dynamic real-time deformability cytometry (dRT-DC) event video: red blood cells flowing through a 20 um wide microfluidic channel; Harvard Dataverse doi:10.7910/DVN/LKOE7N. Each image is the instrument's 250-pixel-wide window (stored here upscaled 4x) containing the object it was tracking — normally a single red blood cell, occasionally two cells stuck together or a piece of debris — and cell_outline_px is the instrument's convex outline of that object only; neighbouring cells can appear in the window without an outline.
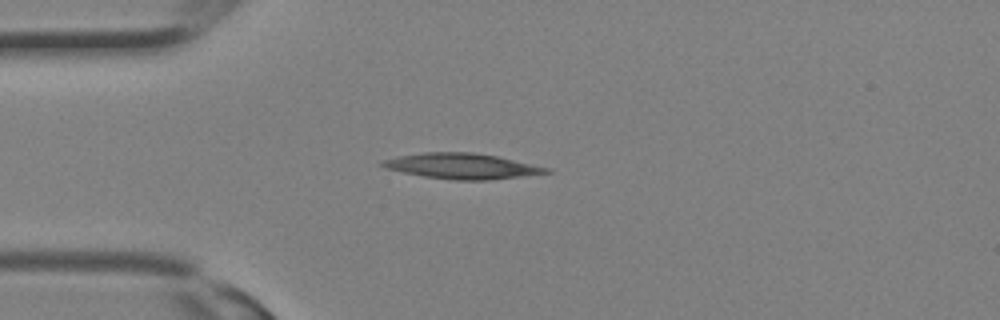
{"species": "Egyptian fruit bat (a non-hibernating species)", "species_latin": "Rousettus aegyptiacus", "temperature_condition": "room temperature", "stored_images_in_passage": 16, "camera_frame_rate_fps": 3000, "um_per_image_px": 0.085, "animal": {"sex": "female"}, "frame": {"image": 1, "passage_image": 7, "time_ms": 2.0, "image_size_px": [1000, 320], "cell_outline_px": [[552, 172], [488, 180], [456, 180], [424, 176], [384, 168], [380, 164], [380, 160], [396, 156], [424, 152], [472, 152], [496, 156], [552, 168]], "centroid_in_image_um": [39.24, 14.11], "position_along_channel_um": 45.8, "area_um2": 24.28}}
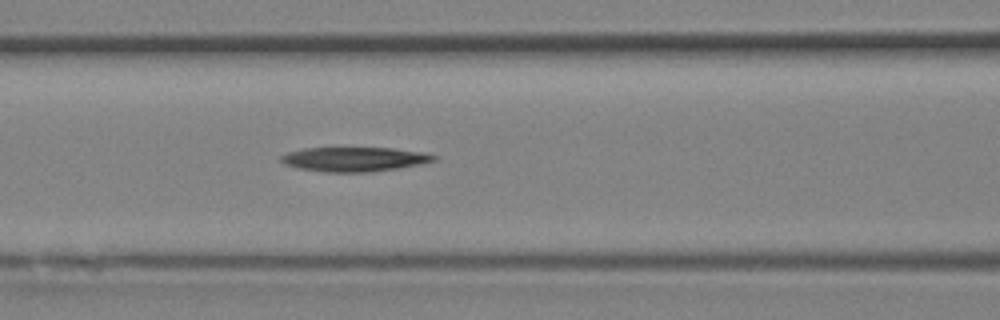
{"frame": {"image": 2, "passage_image": 12, "time_ms": 3.667, "image_size_px": [1000, 320], "cell_outline_px": [[436, 160], [420, 164], [396, 168], [364, 172], [328, 172], [296, 168], [284, 164], [280, 160], [280, 156], [288, 152], [304, 148], [392, 148], [424, 152], [436, 156]], "centroid_in_image_um": [30.08, 13.53], "position_along_channel_um": 136.5, "area_um2": 21.56}}
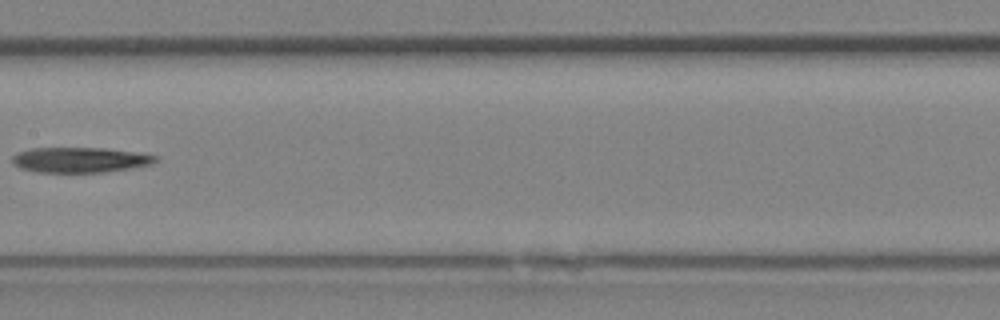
{"frame": {"image": 3, "passage_image": 15, "time_ms": 4.667, "image_size_px": [1000, 320], "cell_outline_px": [[160, 160], [152, 164], [132, 168], [104, 172], [36, 172], [20, 168], [12, 164], [12, 156], [16, 152], [32, 148], [104, 148], [136, 152], [160, 156]], "centroid_in_image_um": [6.82, 13.59], "position_along_channel_um": 200.6, "area_um2": 21.33}}